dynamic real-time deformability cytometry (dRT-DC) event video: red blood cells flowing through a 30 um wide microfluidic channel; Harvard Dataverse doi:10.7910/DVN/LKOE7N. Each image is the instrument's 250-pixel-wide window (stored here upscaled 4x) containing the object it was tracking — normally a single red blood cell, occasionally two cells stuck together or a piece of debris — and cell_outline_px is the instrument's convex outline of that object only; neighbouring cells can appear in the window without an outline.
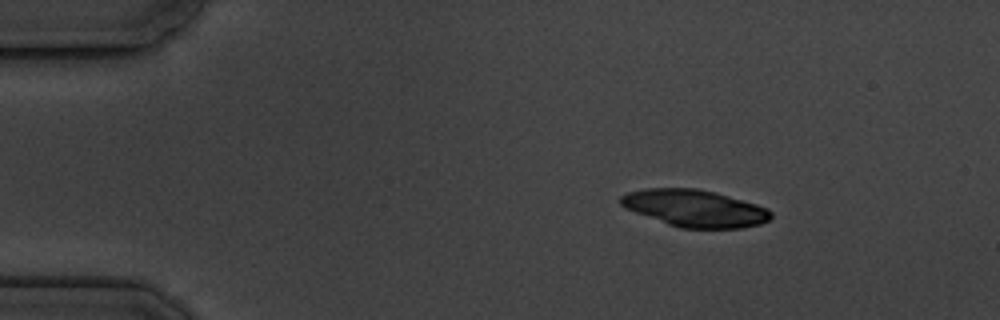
{"species": "common noctule bat (a hibernating species)", "species_latin": "Nyctalus noctula", "temperature_condition": "cold", "stored_images_in_passage": 4, "camera_frame_rate_fps": 3000, "um_per_image_px": 0.085, "animal": {"sex": "male", "body_mass_g": 19.5, "forearm_length_mm": 54.6}, "frame": {"image": 1, "passage_image": 2, "time_ms": 1.333, "image_size_px": [1000, 320], "cell_outline_px": [[772, 216], [768, 220], [760, 224], [744, 228], [680, 228], [668, 224], [624, 208], [620, 204], [620, 196], [628, 192], [644, 188], [696, 188], [716, 192], [756, 204], [768, 208], [772, 212]], "centroid_in_image_um": [59.06, 17.7], "position_along_channel_um": 25.9, "area_um2": 32.48}}